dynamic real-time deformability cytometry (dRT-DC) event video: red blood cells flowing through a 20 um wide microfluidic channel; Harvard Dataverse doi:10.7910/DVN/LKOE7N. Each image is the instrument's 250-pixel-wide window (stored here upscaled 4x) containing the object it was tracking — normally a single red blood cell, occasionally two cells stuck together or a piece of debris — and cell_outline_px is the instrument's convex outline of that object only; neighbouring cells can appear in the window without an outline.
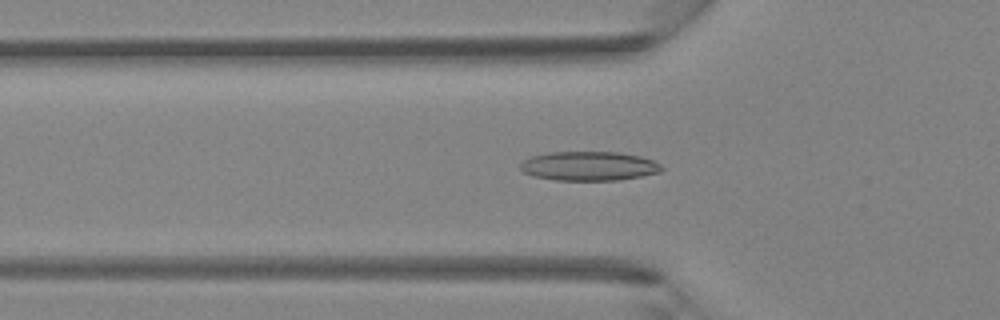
{"species": "Egyptian fruit bat (a non-hibernating species)", "species_latin": "Rousettus aegyptiacus", "temperature_condition": "room temperature", "stored_images_in_passage": 31, "camera_frame_rate_fps": 3000, "um_per_image_px": 0.085, "animal": {"sex": "female"}, "frame": {"image": 1, "passage_image": 2, "time_ms": 0.333, "image_size_px": [1000, 320], "cell_outline_px": [[664, 168], [660, 172], [640, 176], [616, 180], [556, 180], [532, 176], [524, 172], [520, 168], [520, 164], [524, 160], [532, 156], [548, 152], [620, 152], [640, 156], [652, 160], [660, 164]], "centroid_in_image_um": [50.05, 14.11], "position_along_channel_um": 75.7, "area_um2": 23.99}}
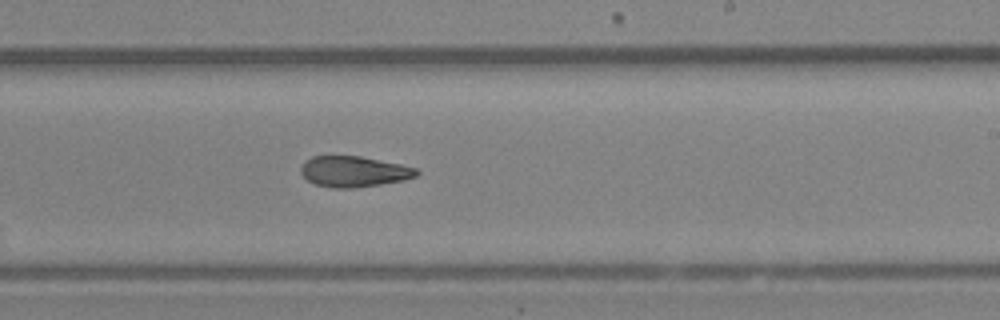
{"frame": {"image": 2, "passage_image": 14, "time_ms": 4.333, "image_size_px": [1000, 320], "cell_outline_px": [[420, 172], [416, 176], [404, 180], [380, 184], [352, 188], [332, 188], [316, 184], [308, 180], [300, 172], [300, 168], [304, 160], [312, 156], [360, 156], [400, 164], [416, 168]], "centroid_in_image_um": [30.06, 14.57], "position_along_channel_um": 258.9, "area_um2": 20.69}}
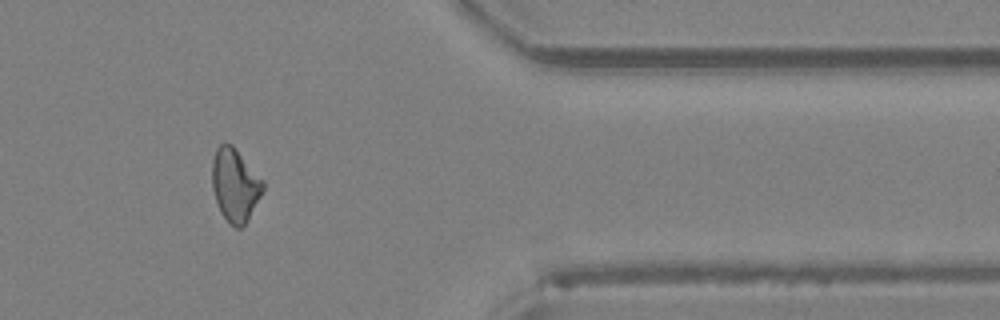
{"frame": {"image": 3, "passage_image": 24, "time_ms": 7.667, "image_size_px": [1000, 320], "cell_outline_px": [[264, 188], [248, 220], [240, 228], [236, 228], [228, 224], [220, 212], [212, 188], [212, 160], [216, 148], [224, 140], [232, 144], [264, 180]], "centroid_in_image_um": [19.96, 15.71], "position_along_channel_um": 391.4, "area_um2": 21.91}}